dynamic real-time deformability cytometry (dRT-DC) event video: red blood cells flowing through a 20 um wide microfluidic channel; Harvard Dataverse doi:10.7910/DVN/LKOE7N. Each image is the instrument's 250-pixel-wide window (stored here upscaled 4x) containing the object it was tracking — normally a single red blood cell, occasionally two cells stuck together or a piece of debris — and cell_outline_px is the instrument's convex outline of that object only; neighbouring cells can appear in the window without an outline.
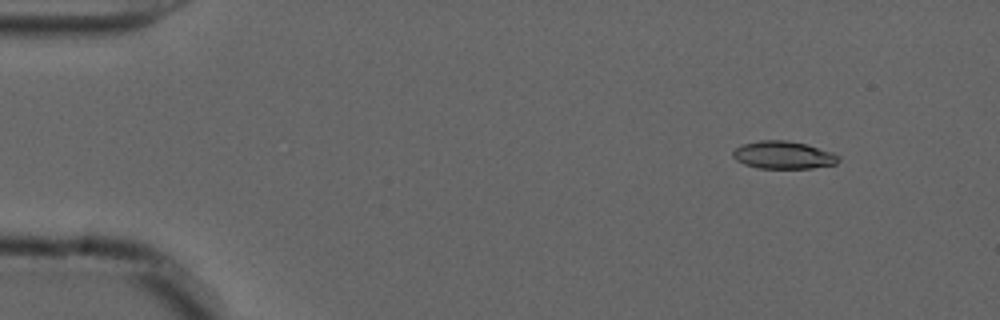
{"species": "common noctule bat (a hibernating species)", "species_latin": "Nyctalus noctula", "temperature_condition": "cold", "stored_images_in_passage": 55, "camera_frame_rate_fps": 3000, "um_per_image_px": 0.085, "animal": {"sex": "male", "forearm_length_mm": 52.5}, "frame": {"image": 1, "passage_image": 6, "time_ms": 1.667, "image_size_px": [1000, 320], "cell_outline_px": [[840, 160], [836, 164], [812, 168], [760, 168], [744, 164], [736, 160], [732, 156], [732, 152], [736, 148], [744, 144], [760, 140], [788, 140], [804, 144], [832, 152], [840, 156]], "centroid_in_image_um": [66.59, 13.18], "position_along_channel_um": 18.4, "area_um2": 16.94}}
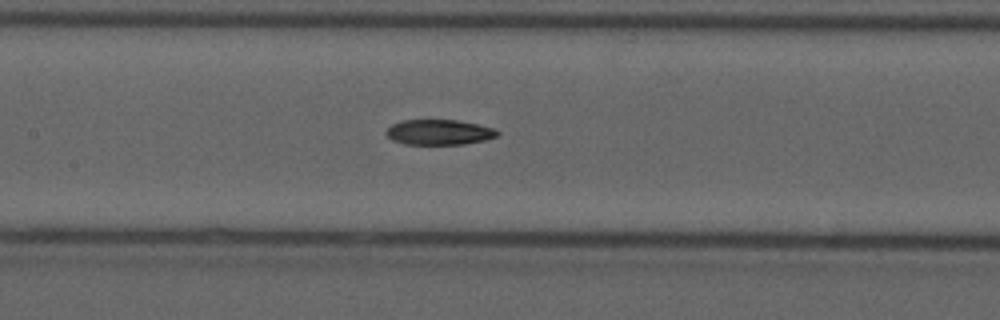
{"frame": {"image": 2, "passage_image": 26, "time_ms": 8.333, "image_size_px": [1000, 320], "cell_outline_px": [[500, 132], [496, 136], [484, 140], [464, 144], [404, 144], [392, 140], [384, 132], [392, 124], [404, 120], [456, 120], [496, 128]], "centroid_in_image_um": [37.32, 11.24], "position_along_channel_um": 170.1, "area_um2": 16.3}}
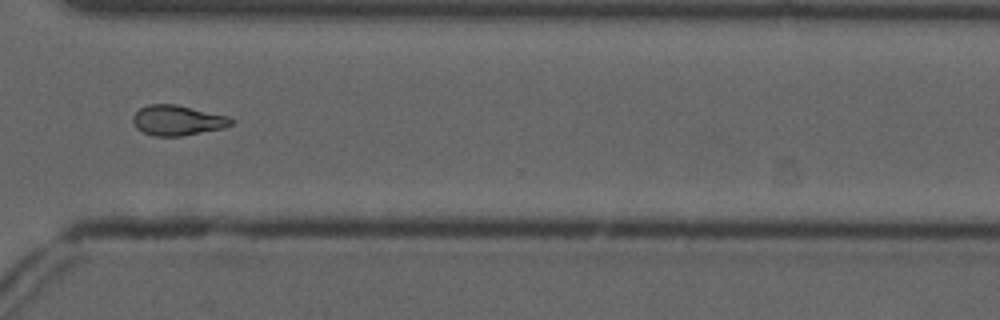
{"frame": {"image": 3, "passage_image": 41, "time_ms": 13.333, "image_size_px": [1000, 320], "cell_outline_px": [[236, 120], [232, 124], [224, 128], [180, 136], [156, 136], [144, 132], [136, 128], [132, 120], [132, 116], [140, 108], [148, 104], [176, 104], [228, 116]], "centroid_in_image_um": [15.09, 10.22], "position_along_channel_um": 355.5, "area_um2": 17.28}, "authors_computed_cell_mechanics": {"area_um2": 17.2822, "velocity_mm_per_s": 3.7205, "shape_relaxation_time_tau1_ms": 7.7769, "shape_relaxation_time_tau2_ms": 10.7132, "deformation_change_tau1": 0.17, "deformation_change_tau2": 0.1884}}